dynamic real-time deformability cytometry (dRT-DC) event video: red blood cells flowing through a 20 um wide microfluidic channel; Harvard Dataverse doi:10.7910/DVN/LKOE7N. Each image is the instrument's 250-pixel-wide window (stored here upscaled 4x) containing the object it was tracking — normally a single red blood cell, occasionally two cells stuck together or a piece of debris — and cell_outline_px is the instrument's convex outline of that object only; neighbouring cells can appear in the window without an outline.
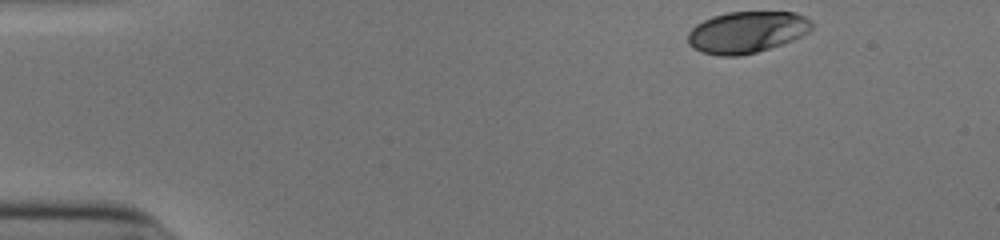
{"species": "human", "species_latin": "Homo sapiens", "temperature_condition": "cold", "stored_images_in_passage": 37, "camera_frame_rate_fps": 3000, "um_per_image_px": 0.085, "donor": {"sex": "male"}, "frame": {"image": 1, "passage_image": 1, "time_ms": 0.0, "image_size_px": [1000, 240], "cell_outline_px": [[812, 28], [808, 32], [792, 40], [756, 52], [740, 56], [720, 56], [700, 52], [688, 44], [688, 32], [696, 24], [712, 16], [728, 12], [796, 12], [812, 20]], "centroid_in_image_um": [63.46, 2.73], "position_along_channel_um": 21.5, "area_um2": 30.0}}
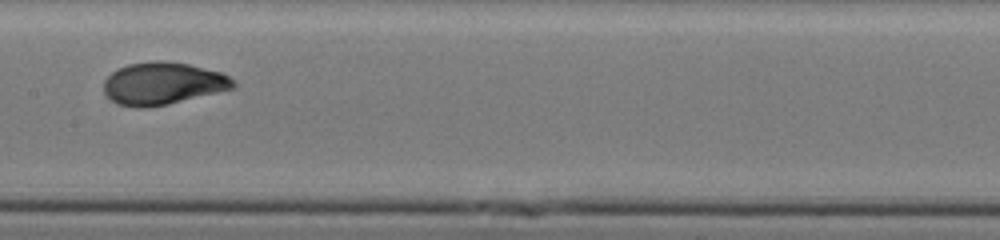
{"frame": {"image": 2, "passage_image": 22, "time_ms": 7.0, "image_size_px": [1000, 240], "cell_outline_px": [[236, 88], [168, 104], [148, 108], [136, 108], [120, 104], [112, 100], [104, 92], [104, 80], [116, 68], [128, 64], [152, 60], [160, 60], [188, 64], [220, 72], [236, 80]], "centroid_in_image_um": [13.85, 7.09], "position_along_channel_um": 193.6, "area_um2": 32.14}}
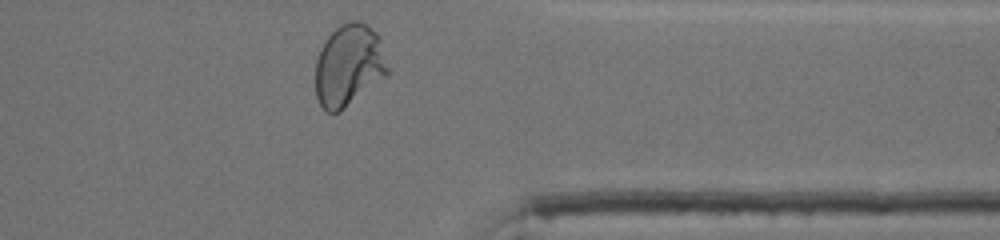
{"frame": {"image": 3, "passage_image": 37, "time_ms": 12.0, "image_size_px": [1000, 240], "cell_outline_px": [[388, 76], [340, 112], [328, 112], [320, 104], [316, 96], [316, 60], [320, 48], [328, 36], [340, 24], [352, 20], [356, 20], [364, 24], [376, 32], [380, 36], [388, 68]], "centroid_in_image_um": [29.67, 5.57], "position_along_channel_um": 381.7, "area_um2": 34.68}, "authors_computed_cell_mechanics": {"area_um2": 31.2698, "velocity_mm_per_s": 3.896, "shape_relaxation_time_tau1_ms": 4.5533, "shape_relaxation_time_tau2_ms": null, "deformation_change_tau1": 0.1852, "deformation_change_tau2": null}}